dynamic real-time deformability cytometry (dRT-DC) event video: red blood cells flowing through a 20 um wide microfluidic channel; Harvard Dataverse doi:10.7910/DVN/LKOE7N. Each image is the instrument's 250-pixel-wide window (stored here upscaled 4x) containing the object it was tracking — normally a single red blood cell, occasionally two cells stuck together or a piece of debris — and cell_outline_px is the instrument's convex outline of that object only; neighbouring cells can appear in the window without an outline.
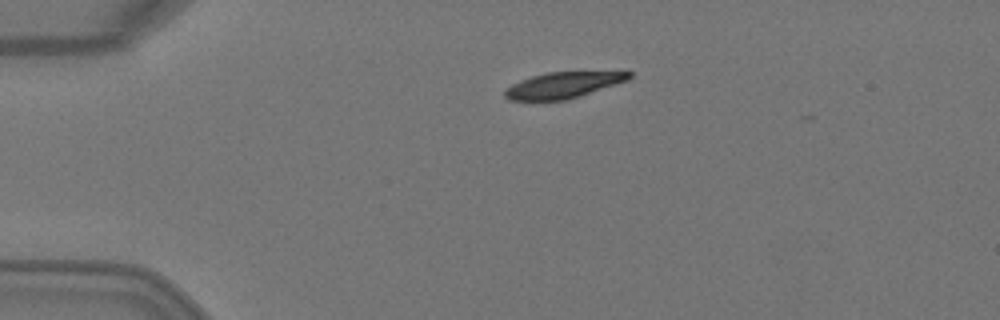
{"species": "Egyptian fruit bat (a non-hibernating species)", "species_latin": "Rousettus aegyptiacus", "temperature_condition": "warm", "stored_images_in_passage": 2, "camera_frame_rate_fps": 3000, "um_per_image_px": 0.085, "animal": {"sex": "female"}, "frame": {"image": 1, "passage_image": 1, "time_ms": 0.0, "image_size_px": [1000, 320], "cell_outline_px": [[632, 76], [628, 80], [568, 100], [508, 100], [504, 96], [504, 92], [512, 84], [520, 80], [532, 76], [548, 72], [632, 72]], "centroid_in_image_um": [47.85, 7.24], "position_along_channel_um": 37.1, "area_um2": 18.61}}